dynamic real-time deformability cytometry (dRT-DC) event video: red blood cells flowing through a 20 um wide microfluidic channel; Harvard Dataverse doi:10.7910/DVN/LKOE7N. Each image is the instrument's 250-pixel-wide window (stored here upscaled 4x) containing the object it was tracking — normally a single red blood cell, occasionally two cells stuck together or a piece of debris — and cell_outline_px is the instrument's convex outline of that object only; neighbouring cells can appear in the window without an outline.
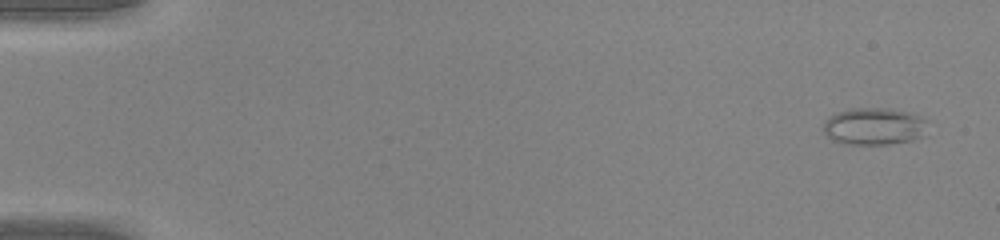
{"species": "common noctule bat (a hibernating species)", "species_latin": "Nyctalus noctula", "temperature_condition": "warm", "stored_images_in_passage": 47, "camera_frame_rate_fps": 3000, "um_per_image_px": 0.085, "animal": {"sex": "male", "body_mass_g": 20.0, "forearm_length_mm": 53.3}, "frame": {"image": 1, "passage_image": 1, "time_ms": 0.0, "image_size_px": [1000, 240], "cell_outline_px": [[928, 120], [924, 136], [912, 140], [888, 144], [844, 144], [832, 140], [824, 132], [824, 120], [828, 116], [836, 112], [852, 108], [888, 108], [912, 112]], "centroid_in_image_um": [74.31, 10.73], "position_along_channel_um": 10.7, "area_um2": 22.95}}
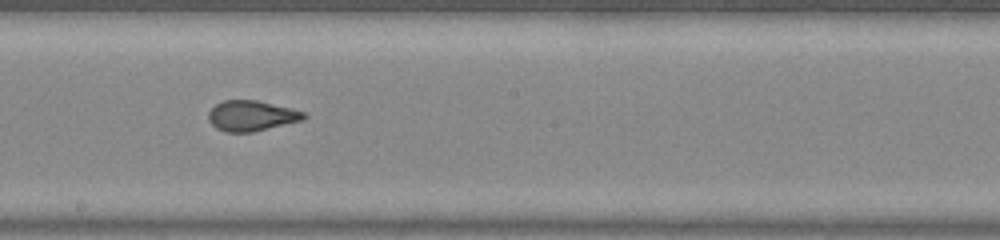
{"frame": {"image": 2, "passage_image": 27, "time_ms": 8.667, "image_size_px": [1000, 240], "cell_outline_px": [[308, 116], [304, 120], [252, 132], [224, 132], [216, 128], [208, 120], [208, 112], [216, 104], [224, 100], [256, 100], [292, 108], [304, 112]], "centroid_in_image_um": [21.38, 9.84], "position_along_channel_um": 226.8, "area_um2": 16.99}}
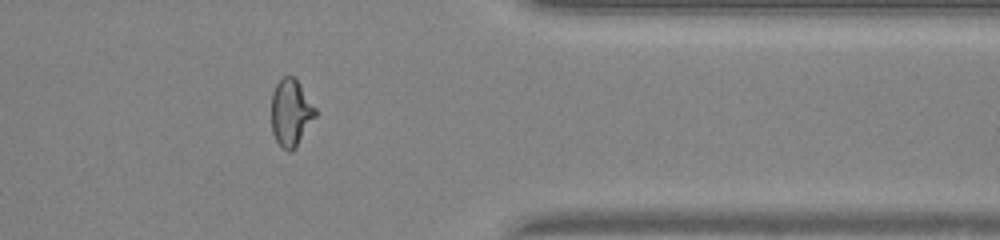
{"frame": {"image": 3, "passage_image": 39, "time_ms": 12.667, "image_size_px": [1000, 240], "cell_outline_px": [[316, 116], [296, 148], [288, 152], [276, 140], [272, 132], [272, 92], [276, 84], [284, 76], [292, 76], [300, 84], [316, 108]], "centroid_in_image_um": [24.73, 9.58], "position_along_channel_um": 386.7, "area_um2": 17.05}}